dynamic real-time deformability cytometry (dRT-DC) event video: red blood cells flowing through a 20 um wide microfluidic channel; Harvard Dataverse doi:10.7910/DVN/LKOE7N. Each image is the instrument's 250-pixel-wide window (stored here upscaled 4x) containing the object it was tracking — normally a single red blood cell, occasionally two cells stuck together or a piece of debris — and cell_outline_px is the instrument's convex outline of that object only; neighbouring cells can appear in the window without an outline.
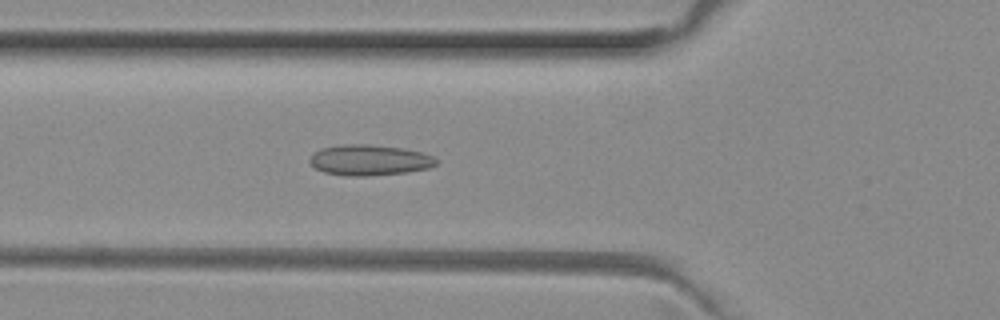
{"species": "common noctule bat (a hibernating species)", "species_latin": "Nyctalus noctula", "temperature_condition": "room temperature", "stored_images_in_passage": 36, "camera_frame_rate_fps": 3000, "um_per_image_px": 0.085, "animal": {"sex": "female", "body_mass_g": 29.2, "forearm_length_mm": 56.3}, "frame": {"image": 1, "passage_image": 3, "time_ms": 0.667, "image_size_px": [1000, 320], "cell_outline_px": [[436, 164], [428, 168], [408, 172], [368, 176], [348, 176], [324, 172], [316, 168], [308, 160], [320, 148], [344, 144], [368, 144], [400, 148], [420, 152], [432, 156], [436, 160]], "centroid_in_image_um": [31.38, 13.61], "position_along_channel_um": 94.4, "area_um2": 22.37}}
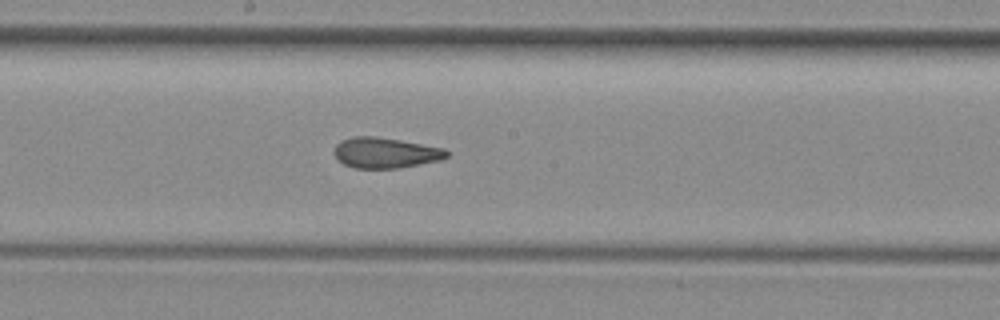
{"frame": {"image": 2, "passage_image": 12, "time_ms": 3.667, "image_size_px": [1000, 320], "cell_outline_px": [[448, 156], [440, 160], [396, 168], [356, 168], [344, 164], [336, 160], [336, 144], [340, 140], [352, 136], [376, 136], [400, 140], [444, 148], [448, 152]], "centroid_in_image_um": [32.74, 12.98], "position_along_channel_um": 215.5, "area_um2": 19.88}}
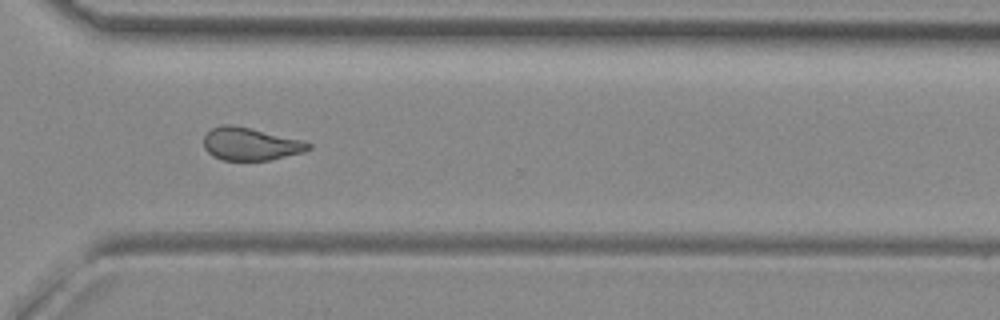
{"frame": {"image": 3, "passage_image": 22, "time_ms": 7.0, "image_size_px": [1000, 320], "cell_outline_px": [[312, 148], [304, 152], [268, 160], [224, 160], [212, 156], [204, 148], [204, 136], [212, 128], [220, 124], [232, 124], [304, 140], [312, 144]], "centroid_in_image_um": [21.3, 12.23], "position_along_channel_um": 349.3, "area_um2": 20.06}, "authors_computed_cell_mechanics": {"area_um2": 20.3456, "velocity_mm_per_s": 4.0236, "shape_relaxation_time_tau1_ms": null, "shape_relaxation_time_tau2_ms": 2.363, "deformation_change_tau1": null, "deformation_change_tau2": 0.0976}}